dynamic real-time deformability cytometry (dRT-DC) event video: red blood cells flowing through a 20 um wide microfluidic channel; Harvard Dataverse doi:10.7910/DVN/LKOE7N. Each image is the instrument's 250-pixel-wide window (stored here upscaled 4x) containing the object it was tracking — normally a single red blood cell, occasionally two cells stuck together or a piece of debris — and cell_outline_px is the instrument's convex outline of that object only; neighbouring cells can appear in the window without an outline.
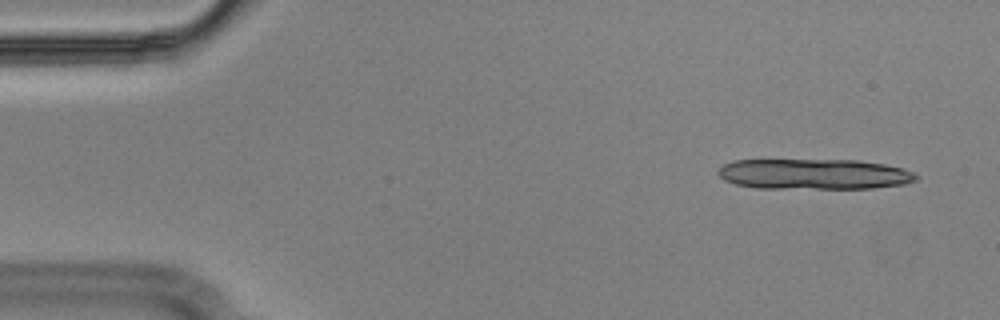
{"species": "Egyptian fruit bat (a non-hibernating species)", "species_latin": "Rousettus aegyptiacus", "temperature_condition": "cold", "stored_images_in_passage": 12, "camera_frame_rate_fps": 3000, "um_per_image_px": 0.085, "animal": {"sex": "male"}, "frame": {"image": 1, "passage_image": 3, "time_ms": 0.667, "image_size_px": [1000, 320], "cell_outline_px": [[920, 176], [916, 180], [904, 184], [872, 188], [756, 188], [736, 184], [724, 180], [716, 172], [724, 164], [732, 160], [856, 160], [884, 164], [904, 168]], "centroid_in_image_um": [69.19, 14.8], "position_along_channel_um": 15.8, "area_um2": 35.26}}